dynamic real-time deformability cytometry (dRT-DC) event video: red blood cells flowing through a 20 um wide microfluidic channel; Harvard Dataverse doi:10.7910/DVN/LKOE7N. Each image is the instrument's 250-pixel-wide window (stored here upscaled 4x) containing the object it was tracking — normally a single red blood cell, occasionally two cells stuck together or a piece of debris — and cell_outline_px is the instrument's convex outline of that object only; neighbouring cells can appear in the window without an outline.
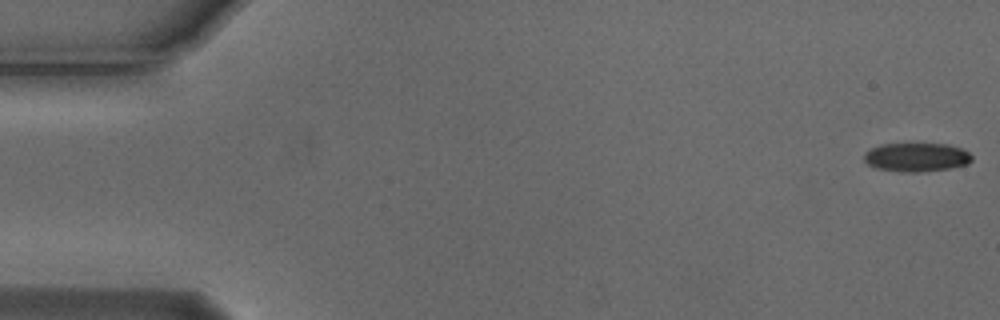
{"species": "Egyptian fruit bat (a non-hibernating species)", "species_latin": "Rousettus aegyptiacus", "temperature_condition": "cold", "stored_images_in_passage": 55, "camera_frame_rate_fps": 3000, "um_per_image_px": 0.085, "animal": {"sex": "male"}, "frame": {"image": 1, "passage_image": 1, "time_ms": 0.0, "image_size_px": [1000, 320], "cell_outline_px": [[972, 160], [968, 164], [948, 168], [916, 172], [900, 172], [876, 168], [868, 164], [864, 160], [864, 152], [880, 144], [948, 144], [960, 148], [968, 152], [972, 156]], "centroid_in_image_um": [77.88, 13.36], "position_along_channel_um": 7.1, "area_um2": 17.98}}
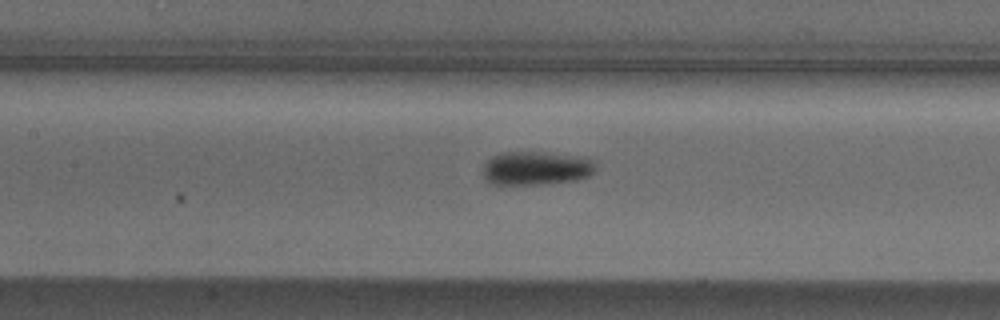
{"frame": {"image": 2, "passage_image": 25, "time_ms": 8.0, "image_size_px": [1000, 320], "cell_outline_px": [[596, 172], [588, 176], [576, 180], [544, 184], [488, 184], [484, 180], [480, 172], [484, 164], [492, 156], [500, 152], [540, 152], [576, 156], [596, 160]], "centroid_in_image_um": [45.53, 14.3], "position_along_channel_um": 161.9, "area_um2": 22.54}}
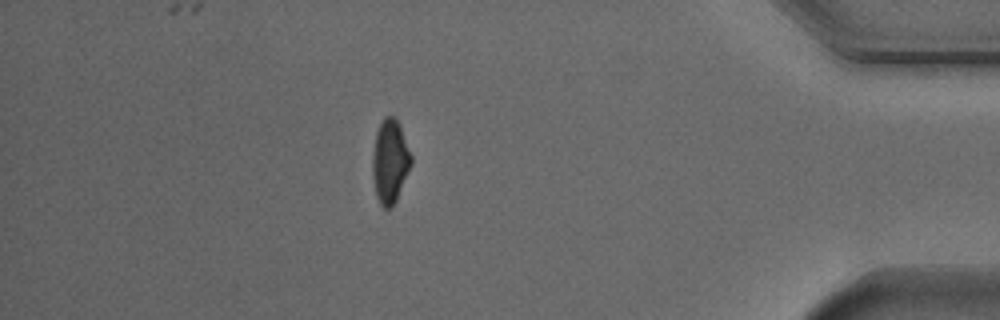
{"frame": {"image": 3, "passage_image": 48, "time_ms": 15.667, "image_size_px": [1000, 320], "cell_outline_px": [[412, 164], [396, 200], [392, 208], [384, 208], [380, 204], [376, 196], [372, 172], [372, 156], [376, 132], [384, 116], [396, 116], [400, 124], [412, 156]], "centroid_in_image_um": [33.15, 13.69], "position_along_channel_um": 402.0, "area_um2": 19.02}, "authors_computed_cell_mechanics": {"area_um2": 19.5364, "velocity_mm_per_s": 3.7241, "shape_relaxation_time_tau1_ms": 9.5115, "shape_relaxation_time_tau2_ms": null, "deformation_change_tau1": 0.1952, "deformation_change_tau2": null}}